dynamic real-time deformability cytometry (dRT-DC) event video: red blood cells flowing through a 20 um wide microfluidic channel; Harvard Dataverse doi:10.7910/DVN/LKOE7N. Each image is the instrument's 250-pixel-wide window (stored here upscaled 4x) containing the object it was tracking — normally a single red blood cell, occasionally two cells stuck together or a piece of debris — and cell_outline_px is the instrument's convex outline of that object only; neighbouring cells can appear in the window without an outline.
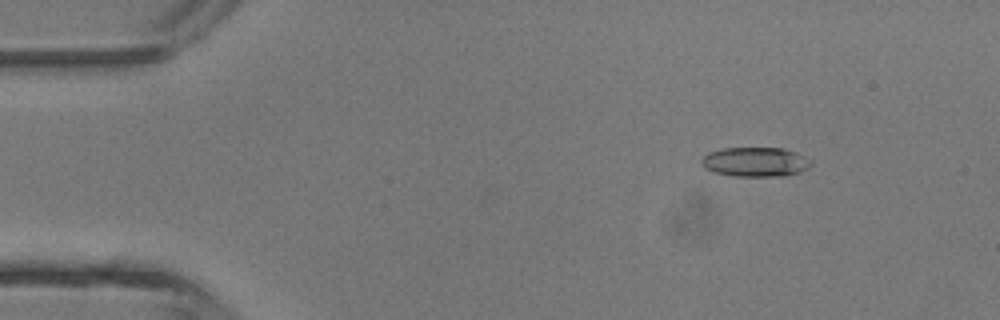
{"species": "common noctule bat (a hibernating species)", "species_latin": "Nyctalus noctula", "temperature_condition": "room temperature", "stored_images_in_passage": 5, "camera_frame_rate_fps": 3000, "um_per_image_px": 0.085, "animal": {"sex": "male", "body_mass_g": 13.3}, "frame": {"image": 1, "passage_image": 2, "time_ms": 1.0, "image_size_px": [1000, 320], "cell_outline_px": [[812, 164], [808, 168], [800, 172], [784, 176], [732, 176], [712, 172], [704, 168], [700, 164], [700, 160], [708, 152], [724, 148], [784, 148], [796, 152], [812, 160]], "centroid_in_image_um": [64.19, 13.77], "position_along_channel_um": 20.8, "area_um2": 19.07}}
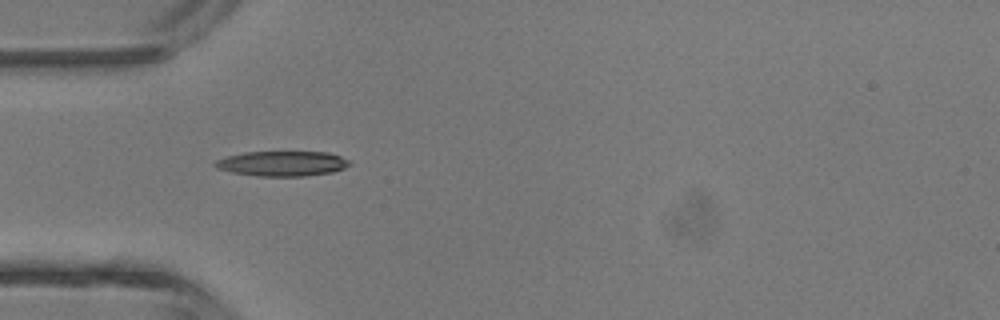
{"frame": {"image": 2, "passage_image": 4, "time_ms": 3.667, "image_size_px": [1000, 320], "cell_outline_px": [[352, 164], [344, 168], [332, 172], [308, 176], [256, 176], [232, 172], [216, 168], [212, 164], [216, 160], [228, 156], [244, 152], [328, 152], [340, 156], [348, 160]], "centroid_in_image_um": [23.99, 13.9], "position_along_channel_um": 61.0, "area_um2": 19.65}}
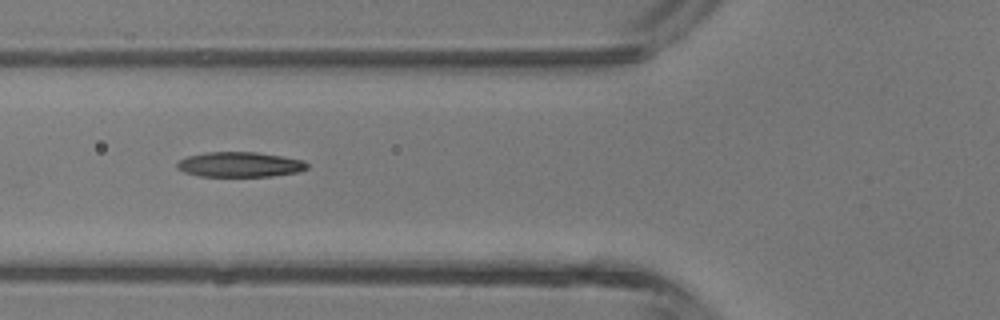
{"frame": {"image": 3, "passage_image": 5, "time_ms": 4.667, "image_size_px": [1000, 320], "cell_outline_px": [[308, 168], [296, 172], [272, 176], [200, 176], [184, 172], [176, 168], [176, 164], [180, 160], [188, 156], [208, 152], [256, 152], [304, 160], [308, 164]], "centroid_in_image_um": [20.37, 13.98], "position_along_channel_um": 105.4, "area_um2": 18.84}}